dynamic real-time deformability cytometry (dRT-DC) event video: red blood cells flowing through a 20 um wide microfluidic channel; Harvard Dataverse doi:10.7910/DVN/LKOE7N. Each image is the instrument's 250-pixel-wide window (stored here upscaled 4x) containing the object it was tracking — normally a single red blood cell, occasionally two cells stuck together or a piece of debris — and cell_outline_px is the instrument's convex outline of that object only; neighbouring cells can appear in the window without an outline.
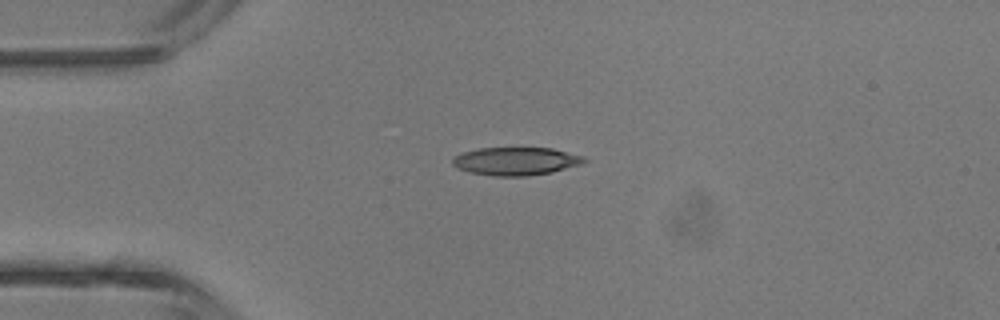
{"species": "common noctule bat (a hibernating species)", "species_latin": "Nyctalus noctula", "temperature_condition": "room temperature", "stored_images_in_passage": 3, "camera_frame_rate_fps": 3000, "um_per_image_px": 0.085, "animal": {"sex": "male", "body_mass_g": 13.3}, "frame": {"image": 1, "passage_image": 3, "time_ms": 12.333, "image_size_px": [1000, 320], "cell_outline_px": [[588, 160], [580, 164], [552, 172], [524, 176], [492, 176], [468, 172], [452, 164], [452, 160], [456, 156], [464, 152], [480, 148], [552, 148], [584, 156]], "centroid_in_image_um": [43.87, 13.7], "position_along_channel_um": 41.1, "area_um2": 21.33}}